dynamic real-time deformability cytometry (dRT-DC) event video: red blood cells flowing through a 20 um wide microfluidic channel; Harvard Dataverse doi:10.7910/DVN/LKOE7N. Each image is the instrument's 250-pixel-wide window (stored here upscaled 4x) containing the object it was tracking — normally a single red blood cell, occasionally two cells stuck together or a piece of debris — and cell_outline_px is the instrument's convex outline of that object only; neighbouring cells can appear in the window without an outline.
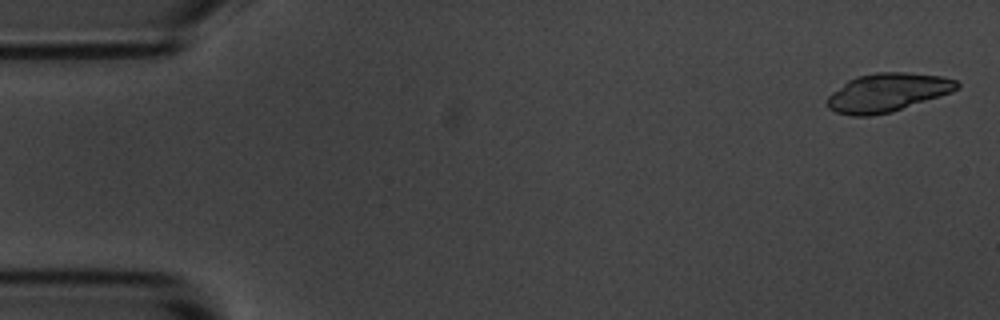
{"species": "common noctule bat (a hibernating species)", "species_latin": "Nyctalus noctula", "temperature_condition": "room temperature", "stored_images_in_passage": 5, "camera_frame_rate_fps": 3000, "um_per_image_px": 0.085, "animal": {"sex": "male", "body_mass_g": 20.1, "forearm_length_mm": 53.5}, "frame": {"image": 1, "passage_image": 1, "time_ms": 0.0, "image_size_px": [1000, 320], "cell_outline_px": [[960, 84], [952, 92], [892, 112], [868, 116], [852, 116], [836, 112], [828, 108], [828, 96], [832, 92], [848, 80], [856, 76], [876, 72], [908, 72], [940, 76], [956, 80]], "centroid_in_image_um": [75.42, 7.86], "position_along_channel_um": 9.6, "area_um2": 29.02}}